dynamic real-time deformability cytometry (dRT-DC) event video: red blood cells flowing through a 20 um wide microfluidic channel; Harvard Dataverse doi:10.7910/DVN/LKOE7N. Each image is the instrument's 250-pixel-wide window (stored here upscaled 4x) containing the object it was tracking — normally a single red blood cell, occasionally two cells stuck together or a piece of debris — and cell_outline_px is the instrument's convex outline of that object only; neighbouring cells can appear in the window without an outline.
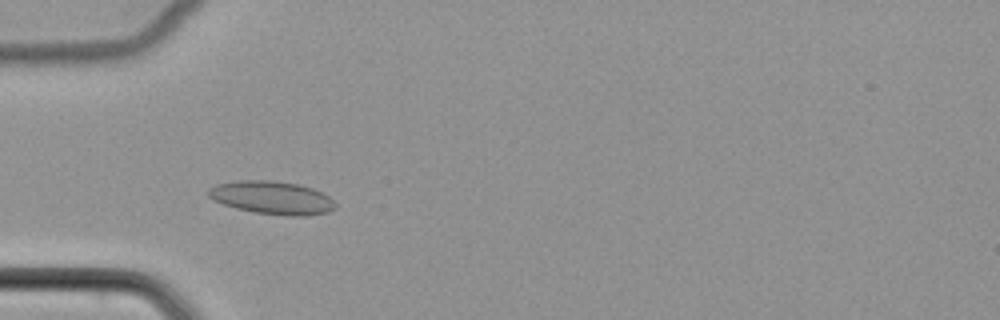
{"species": "common noctule bat (a hibernating species)", "species_latin": "Nyctalus noctula", "temperature_condition": "cold", "stored_images_in_passage": 48, "camera_frame_rate_fps": 3000, "um_per_image_px": 0.085, "animal": {"sex": "female", "body_mass_g": 22.7, "forearm_length_mm": 54.2}, "frame": {"image": 1, "passage_image": 13, "time_ms": 4.0, "image_size_px": [1000, 320], "cell_outline_px": [[336, 208], [328, 212], [304, 216], [288, 216], [256, 212], [236, 208], [212, 200], [208, 196], [208, 188], [216, 184], [240, 180], [268, 180], [296, 184], [312, 188], [328, 196], [336, 204]], "centroid_in_image_um": [23.1, 16.8], "position_along_channel_um": 61.9, "area_um2": 24.33}}
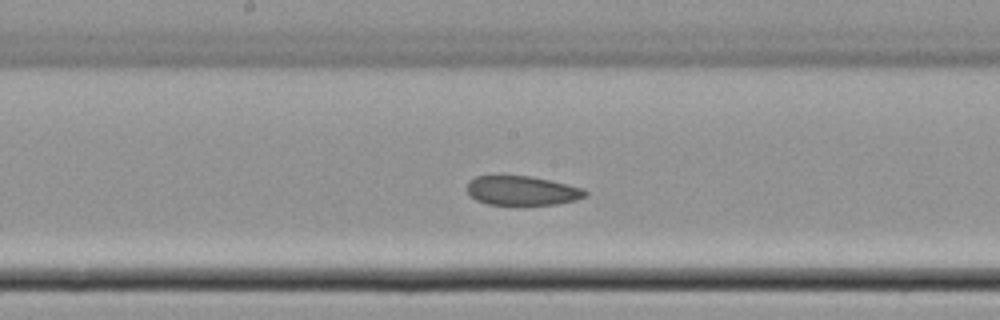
{"frame": {"image": 2, "passage_image": 24, "time_ms": 7.667, "image_size_px": [1000, 320], "cell_outline_px": [[588, 196], [576, 200], [556, 204], [524, 208], [516, 208], [488, 204], [476, 200], [468, 192], [468, 180], [476, 176], [532, 176], [584, 188], [588, 192]], "centroid_in_image_um": [44.41, 16.26], "position_along_channel_um": 203.8, "area_um2": 21.15}}
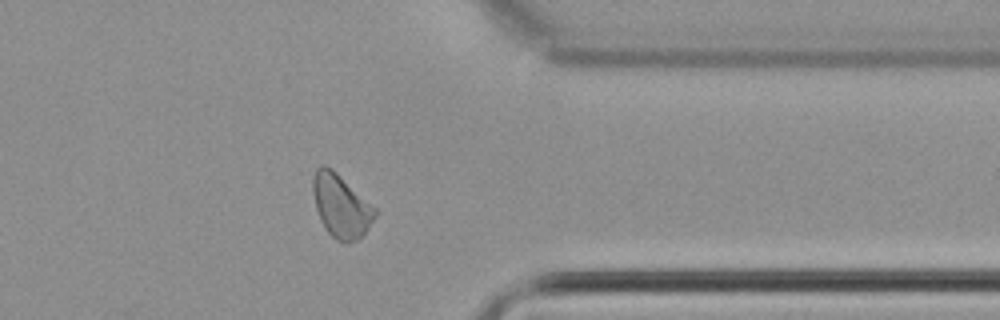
{"frame": {"image": 3, "passage_image": 38, "time_ms": 12.333, "image_size_px": [1000, 320], "cell_outline_px": [[376, 216], [368, 228], [356, 240], [348, 244], [336, 240], [324, 228], [320, 220], [316, 208], [312, 192], [312, 176], [316, 168], [320, 164], [324, 164], [332, 168], [376, 208]], "centroid_in_image_um": [28.95, 17.48], "position_along_channel_um": 382.5, "area_um2": 22.95}}